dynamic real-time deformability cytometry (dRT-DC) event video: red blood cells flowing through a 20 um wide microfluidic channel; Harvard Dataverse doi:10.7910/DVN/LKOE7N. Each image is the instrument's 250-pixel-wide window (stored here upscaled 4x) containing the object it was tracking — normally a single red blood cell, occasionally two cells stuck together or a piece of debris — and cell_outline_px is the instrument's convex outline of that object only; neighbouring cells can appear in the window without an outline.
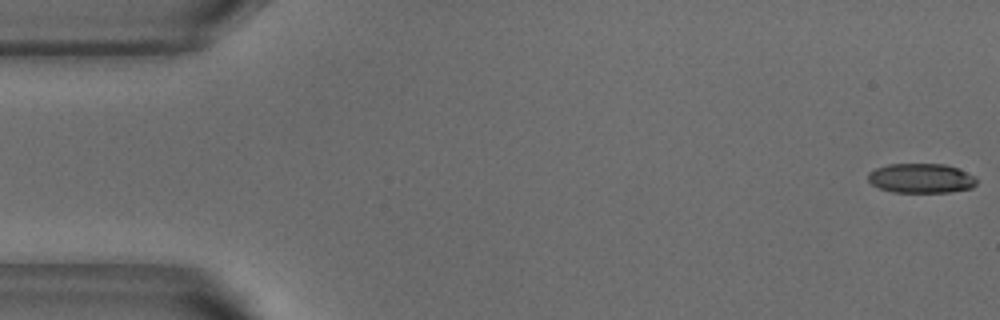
{"species": "common noctule bat (a hibernating species)", "species_latin": "Nyctalus noctula", "temperature_condition": "warm", "stored_images_in_passage": 52, "camera_frame_rate_fps": 3000, "um_per_image_px": 0.085, "animal": {"sex": "male", "body_mass_g": 18.8}, "frame": {"image": 1, "passage_image": 1, "time_ms": 0.0, "image_size_px": [1000, 320], "cell_outline_px": [[976, 184], [972, 188], [948, 192], [892, 192], [880, 188], [872, 184], [868, 180], [868, 172], [876, 168], [888, 164], [944, 164], [956, 168], [972, 176], [976, 180]], "centroid_in_image_um": [78.24, 15.15], "position_along_channel_um": 6.8, "area_um2": 18.5}}
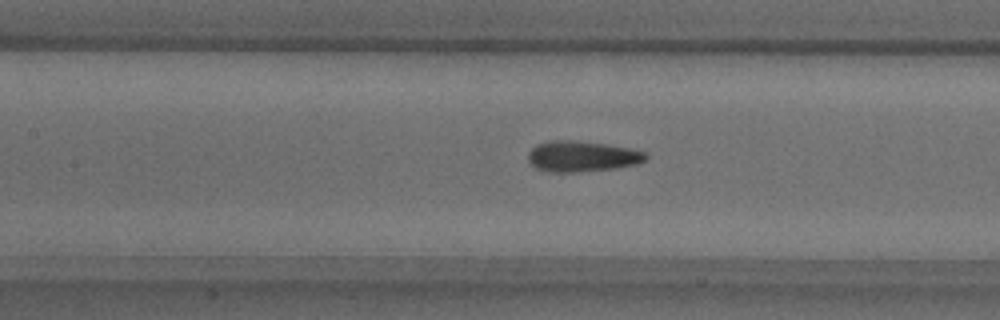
{"frame": {"image": 2, "passage_image": 23, "time_ms": 7.333, "image_size_px": [1000, 320], "cell_outline_px": [[648, 160], [636, 164], [616, 168], [576, 172], [548, 172], [536, 168], [528, 160], [528, 152], [536, 144], [548, 140], [572, 140], [608, 144], [648, 152]], "centroid_in_image_um": [49.48, 13.28], "position_along_channel_um": 157.9, "area_um2": 21.33}}
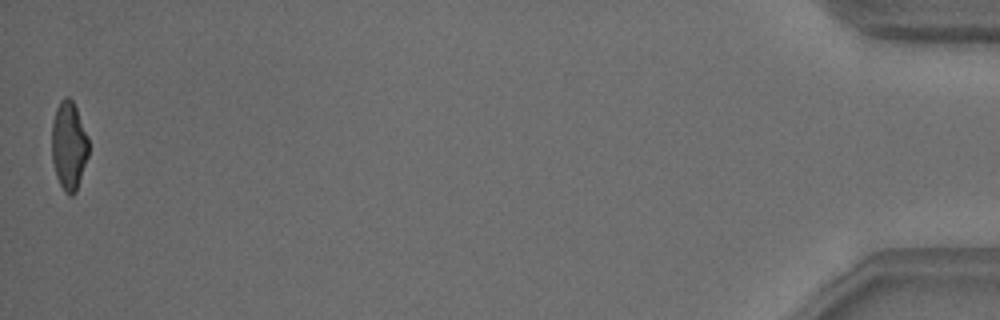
{"frame": {"image": 3, "passage_image": 52, "time_ms": 17.0, "image_size_px": [1000, 320], "cell_outline_px": [[88, 156], [76, 192], [72, 196], [68, 196], [64, 192], [56, 176], [52, 160], [52, 120], [56, 108], [60, 100], [64, 96], [68, 96], [72, 100], [76, 108], [88, 136]], "centroid_in_image_um": [5.84, 12.39], "position_along_channel_um": 429.4, "area_um2": 19.13}, "authors_computed_cell_mechanics": {"area_um2": 20.2878, "velocity_mm_per_s": 3.8316, "shape_relaxation_time_tau1_ms": 4.9976, "shape_relaxation_time_tau2_ms": 1.4969, "deformation_change_tau1": 0.1648, "deformation_change_tau2": 0.0974}}